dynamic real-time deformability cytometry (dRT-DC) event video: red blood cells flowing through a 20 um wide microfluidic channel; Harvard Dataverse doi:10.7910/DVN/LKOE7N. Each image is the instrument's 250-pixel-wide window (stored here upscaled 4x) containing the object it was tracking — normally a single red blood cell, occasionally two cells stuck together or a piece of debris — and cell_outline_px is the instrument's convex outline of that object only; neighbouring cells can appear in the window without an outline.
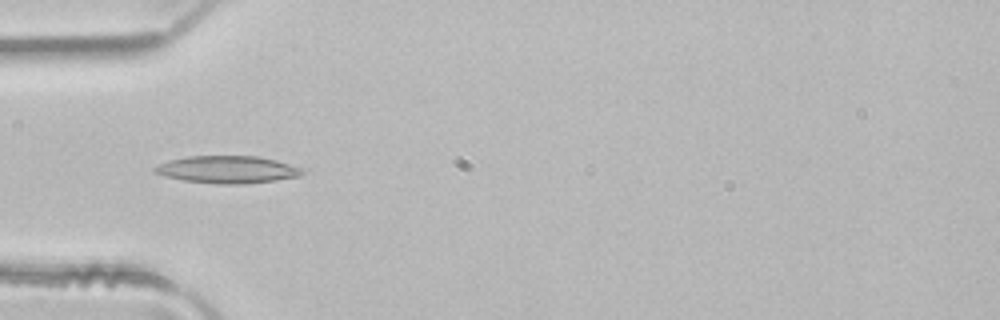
{"species": "common noctule bat (a hibernating species)", "species_latin": "Nyctalus noctula", "temperature_condition": "room temperature", "stored_images_in_passage": 3, "camera_frame_rate_fps": 3000, "um_per_image_px": 0.085, "animal": {"sex": "male", "body_mass_g": 21.5, "forearm_length_mm": 52.0}, "frame": {"image": 1, "passage_image": 3, "time_ms": 0.667, "image_size_px": [1000, 320], "cell_outline_px": [[304, 172], [300, 176], [276, 180], [244, 184], [216, 184], [184, 180], [164, 176], [152, 172], [152, 168], [168, 160], [188, 156], [256, 156], [276, 160], [304, 168]], "centroid_in_image_um": [19.33, 14.41], "position_along_channel_um": 65.7, "area_um2": 23.64}}